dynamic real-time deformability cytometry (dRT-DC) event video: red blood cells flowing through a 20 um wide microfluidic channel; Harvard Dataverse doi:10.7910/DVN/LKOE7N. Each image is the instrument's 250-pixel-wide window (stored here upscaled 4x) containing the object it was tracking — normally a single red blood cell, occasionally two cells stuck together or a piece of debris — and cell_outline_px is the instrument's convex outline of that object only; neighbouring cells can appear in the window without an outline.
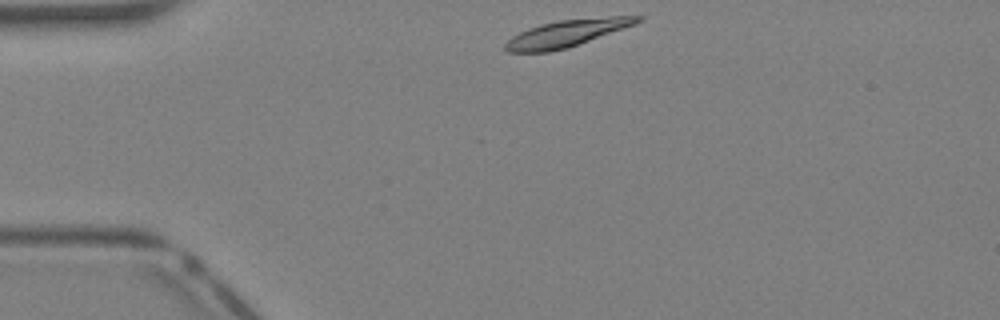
{"species": "Egyptian fruit bat (a non-hibernating species)", "species_latin": "Rousettus aegyptiacus", "temperature_condition": "warm", "stored_images_in_passage": 32, "camera_frame_rate_fps": 3000, "um_per_image_px": 0.085, "animal": {"sex": "female"}, "frame": {"image": 1, "passage_image": 1, "time_ms": 0.0, "image_size_px": [1000, 320], "cell_outline_px": [[644, 20], [636, 24], [568, 48], [548, 52], [508, 52], [504, 48], [504, 44], [512, 36], [528, 28], [540, 24], [560, 20], [608, 16], [644, 16]], "centroid_in_image_um": [48.2, 2.83], "position_along_channel_um": 36.8, "area_um2": 20.81}}
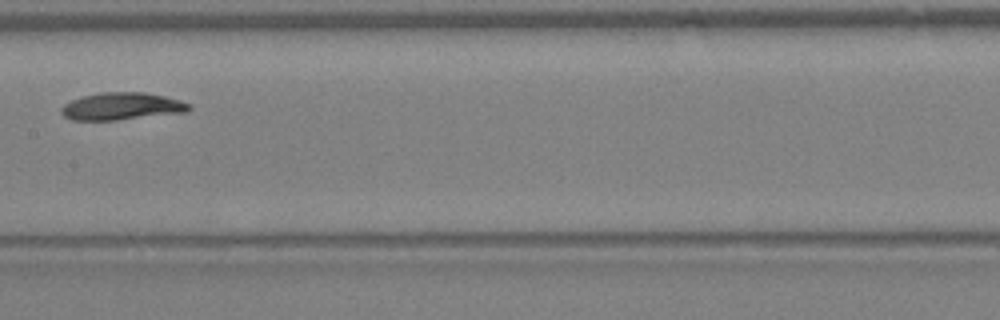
{"frame": {"image": 2, "passage_image": 13, "time_ms": 4.0, "image_size_px": [1000, 320], "cell_outline_px": [[192, 108], [188, 112], [116, 120], [72, 120], [64, 116], [60, 112], [60, 108], [64, 104], [80, 96], [100, 92], [144, 92], [164, 96], [180, 100], [192, 104]], "centroid_in_image_um": [10.36, 9.03], "position_along_channel_um": 197.0, "area_um2": 20.58}}
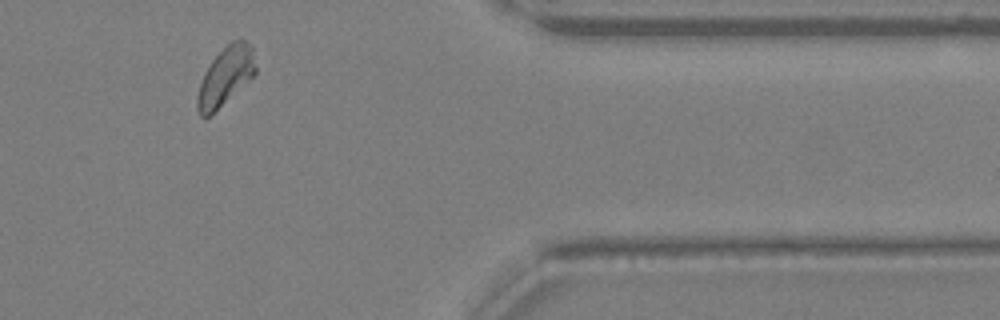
{"frame": {"image": 3, "passage_image": 26, "time_ms": 8.333, "image_size_px": [1000, 320], "cell_outline_px": [[256, 72], [252, 76], [204, 120], [200, 116], [196, 108], [196, 96], [204, 72], [212, 60], [232, 40], [240, 36], [252, 44], [256, 68]], "centroid_in_image_um": [19.15, 6.43], "position_along_channel_um": 392.2, "area_um2": 19.59}}